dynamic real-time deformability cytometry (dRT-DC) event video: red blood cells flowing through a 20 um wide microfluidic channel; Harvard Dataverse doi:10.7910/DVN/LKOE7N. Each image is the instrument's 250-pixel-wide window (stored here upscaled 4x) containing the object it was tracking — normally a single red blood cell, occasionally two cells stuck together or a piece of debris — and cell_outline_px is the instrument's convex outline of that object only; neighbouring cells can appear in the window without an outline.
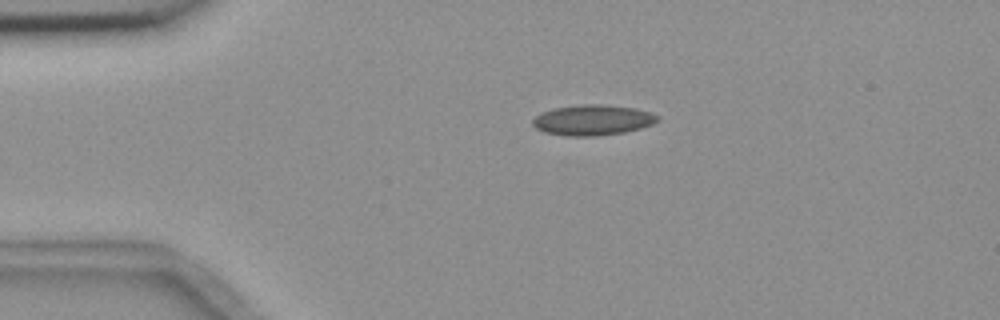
{"species": "common noctule bat (a hibernating species)", "species_latin": "Nyctalus noctula", "temperature_condition": "room temperature", "stored_images_in_passage": 3, "camera_frame_rate_fps": 3000, "um_per_image_px": 0.085, "animal": {"sex": "female", "body_mass_g": 18.4}, "frame": {"image": 1, "passage_image": 2, "time_ms": 2.0, "image_size_px": [1000, 320], "cell_outline_px": [[660, 120], [652, 124], [640, 128], [624, 132], [596, 136], [564, 136], [544, 132], [536, 128], [532, 124], [532, 120], [540, 112], [552, 108], [580, 104], [600, 104], [636, 108], [660, 116]], "centroid_in_image_um": [50.35, 10.2], "position_along_channel_um": 34.7, "area_um2": 22.37}}